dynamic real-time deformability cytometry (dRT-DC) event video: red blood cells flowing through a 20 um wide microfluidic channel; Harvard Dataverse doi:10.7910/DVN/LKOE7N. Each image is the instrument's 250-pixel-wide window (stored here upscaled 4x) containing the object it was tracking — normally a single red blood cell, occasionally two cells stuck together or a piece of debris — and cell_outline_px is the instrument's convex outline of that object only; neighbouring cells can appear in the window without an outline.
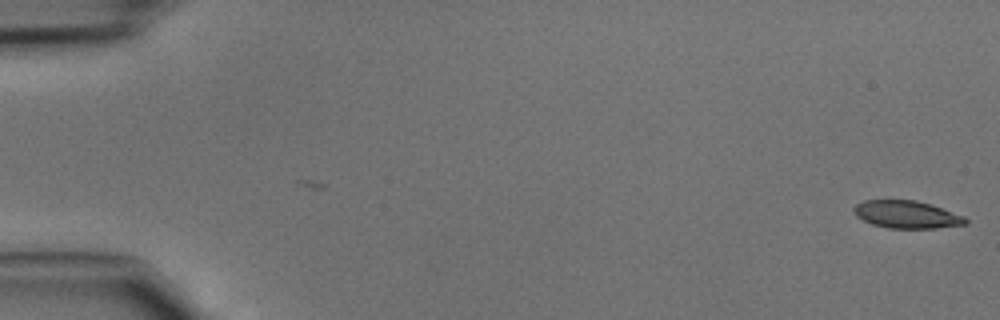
{"species": "common noctule bat (a hibernating species)", "species_latin": "Nyctalus noctula", "temperature_condition": "cold", "stored_images_in_passage": 4, "camera_frame_rate_fps": 3000, "um_per_image_px": 0.085, "animal": {"sex": "male", "body_mass_g": 15.6}, "frame": {"image": 1, "passage_image": 4, "time_ms": 1.0, "image_size_px": [1000, 320], "cell_outline_px": [[968, 224], [936, 228], [888, 228], [872, 224], [856, 216], [852, 212], [852, 208], [856, 204], [864, 200], [916, 200], [964, 216], [968, 220]], "centroid_in_image_um": [77.03, 18.23], "position_along_channel_um": 8.0, "area_um2": 17.86}}